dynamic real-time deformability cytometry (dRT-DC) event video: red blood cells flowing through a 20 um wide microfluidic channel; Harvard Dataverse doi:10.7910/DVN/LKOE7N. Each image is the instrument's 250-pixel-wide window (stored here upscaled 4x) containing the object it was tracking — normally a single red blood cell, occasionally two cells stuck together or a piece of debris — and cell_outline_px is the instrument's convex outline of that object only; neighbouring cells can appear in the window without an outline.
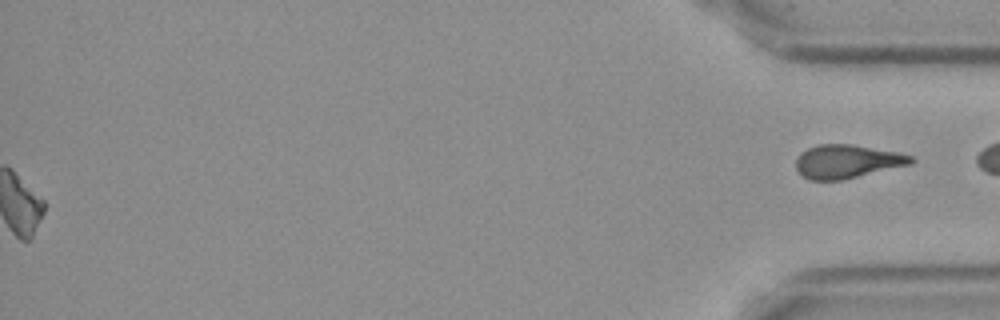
{"species": "Egyptian fruit bat (a non-hibernating species)", "species_latin": "Rousettus aegyptiacus", "temperature_condition": "cold", "stored_images_in_passage": 56, "segment_of_instrument_passage": [2, 2], "camera_frame_rate_fps": 3000, "um_per_image_px": 0.085, "frame": {"image": 1, "passage_image": 56, "time_ms": 18.333, "image_size_px": [1000, 320], "cell_outline_px": [[916, 160], [912, 164], [840, 180], [808, 180], [796, 168], [796, 160], [800, 152], [808, 148], [820, 144], [852, 144], [900, 152], [912, 156]], "centroid_in_image_um": [72.03, 13.71], "position_along_channel_um": 363.2, "area_um2": 22.48}}